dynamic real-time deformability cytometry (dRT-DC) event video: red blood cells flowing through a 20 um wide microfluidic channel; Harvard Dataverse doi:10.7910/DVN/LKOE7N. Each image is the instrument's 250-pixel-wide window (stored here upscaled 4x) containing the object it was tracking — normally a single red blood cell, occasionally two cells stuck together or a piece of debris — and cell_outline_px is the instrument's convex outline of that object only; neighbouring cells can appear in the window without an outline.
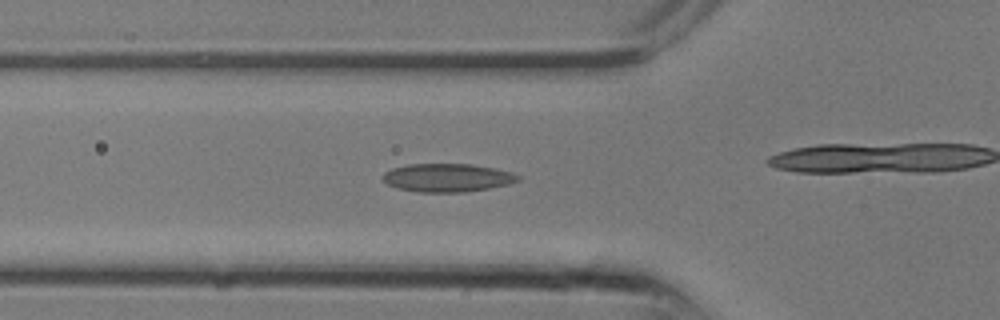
{"species": "common noctule bat (a hibernating species)", "species_latin": "Nyctalus noctula", "temperature_condition": "room temperature", "stored_images_in_passage": 12, "camera_frame_rate_fps": 3000, "um_per_image_px": 0.085, "animal": {"sex": "male", "body_mass_g": 13.3}, "frame": {"image": 1, "passage_image": 9, "time_ms": 2.667, "image_size_px": [1000, 320], "cell_outline_px": [[520, 180], [508, 184], [488, 188], [464, 192], [420, 192], [396, 188], [388, 184], [380, 176], [384, 172], [392, 168], [408, 164], [472, 164], [512, 172], [520, 176]], "centroid_in_image_um": [37.99, 15.1], "position_along_channel_um": 87.8, "area_um2": 22.25}}